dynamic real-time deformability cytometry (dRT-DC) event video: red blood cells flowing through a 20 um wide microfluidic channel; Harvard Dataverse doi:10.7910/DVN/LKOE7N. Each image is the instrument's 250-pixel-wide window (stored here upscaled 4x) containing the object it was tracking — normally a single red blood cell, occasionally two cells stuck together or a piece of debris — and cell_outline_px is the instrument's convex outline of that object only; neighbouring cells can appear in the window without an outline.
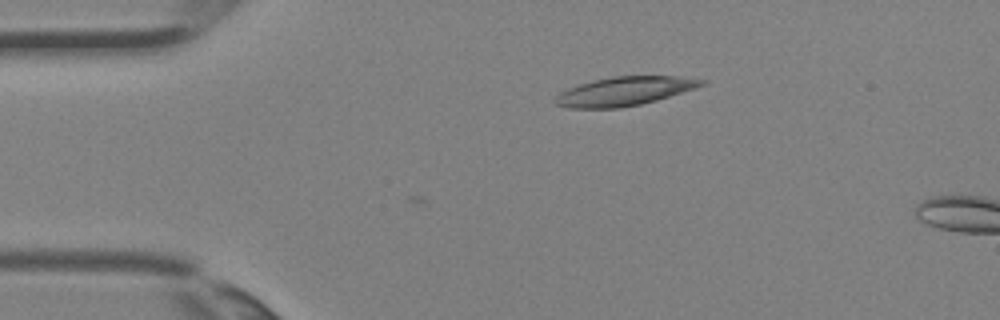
{"species": "Egyptian fruit bat (a non-hibernating species)", "species_latin": "Rousettus aegyptiacus", "temperature_condition": "room temperature", "stored_images_in_passage": 30, "camera_frame_rate_fps": 3000, "um_per_image_px": 0.085, "animal": {"sex": "female"}, "frame": {"image": 1, "passage_image": 1, "time_ms": 0.0, "image_size_px": [1000, 320], "cell_outline_px": [[708, 80], [704, 84], [656, 100], [640, 104], [620, 108], [568, 108], [556, 104], [552, 100], [560, 92], [568, 88], [592, 80], [612, 76], [680, 76]], "centroid_in_image_um": [53.02, 7.75], "position_along_channel_um": 32.0, "area_um2": 24.39}}
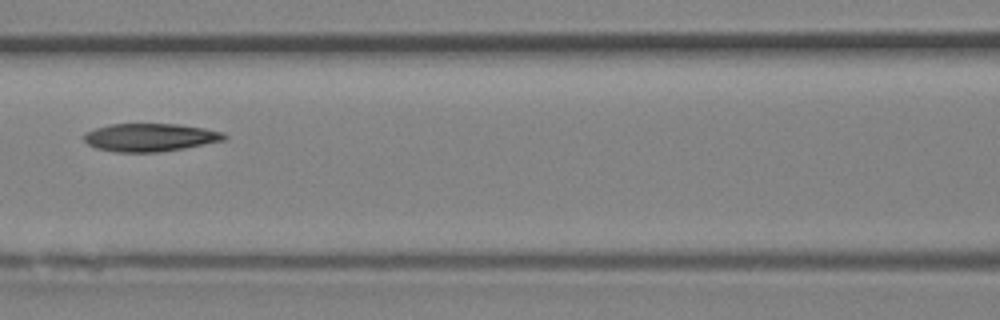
{"frame": {"image": 2, "passage_image": 10, "time_ms": 3.0, "image_size_px": [1000, 320], "cell_outline_px": [[228, 136], [224, 140], [184, 148], [160, 152], [116, 152], [96, 148], [88, 144], [84, 140], [84, 132], [96, 128], [112, 124], [176, 124], [204, 128], [224, 132]], "centroid_in_image_um": [12.75, 11.68], "position_along_channel_um": 153.8, "area_um2": 22.83}}
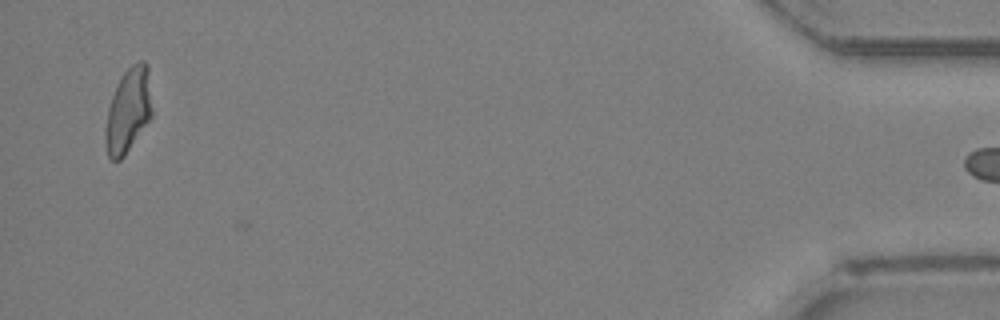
{"frame": {"image": 3, "passage_image": 29, "time_ms": 9.333, "image_size_px": [1000, 320], "cell_outline_px": [[152, 116], [124, 156], [120, 160], [112, 160], [108, 156], [104, 144], [104, 132], [108, 108], [112, 96], [120, 76], [132, 64], [140, 60], [144, 60], [148, 64], [152, 112]], "centroid_in_image_um": [10.89, 9.38], "position_along_channel_um": 424.3, "area_um2": 23.12}}